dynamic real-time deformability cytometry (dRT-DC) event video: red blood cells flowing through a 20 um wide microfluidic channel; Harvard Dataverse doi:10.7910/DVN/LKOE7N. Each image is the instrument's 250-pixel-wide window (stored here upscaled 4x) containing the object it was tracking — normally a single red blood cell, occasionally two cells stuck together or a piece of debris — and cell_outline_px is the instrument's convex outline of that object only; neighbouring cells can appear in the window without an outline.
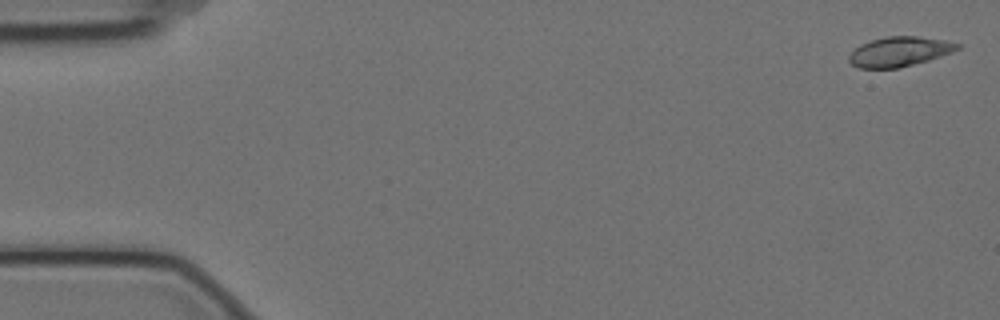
{"species": "Egyptian fruit bat (a non-hibernating species)", "species_latin": "Rousettus aegyptiacus", "temperature_condition": "cold", "stored_images_in_passage": 5, "camera_frame_rate_fps": 3000, "um_per_image_px": 0.085, "animal": {"sex": "female"}, "frame": {"image": 1, "passage_image": 1, "time_ms": 0.0, "image_size_px": [1000, 320], "cell_outline_px": [[964, 44], [960, 48], [952, 52], [928, 60], [896, 68], [860, 68], [852, 64], [848, 60], [848, 56], [860, 44], [872, 40], [888, 36], [916, 36], [944, 40]], "centroid_in_image_um": [76.47, 4.38], "position_along_channel_um": 8.5, "area_um2": 18.61}}
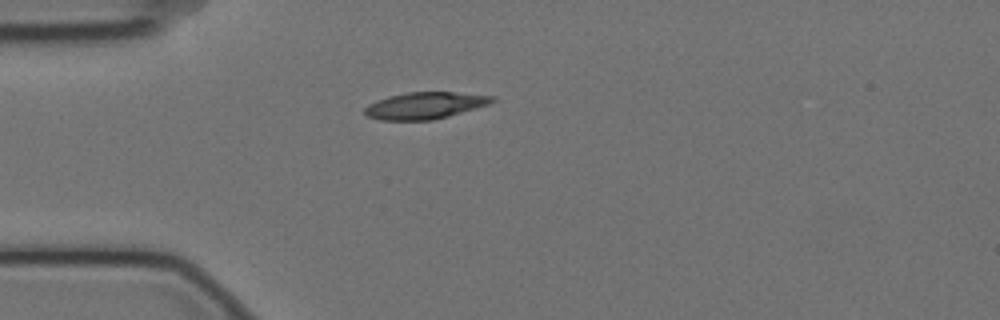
{"frame": {"image": 2, "passage_image": 5, "time_ms": 1.333, "image_size_px": [1000, 320], "cell_outline_px": [[496, 100], [488, 104], [476, 108], [448, 116], [432, 120], [380, 120], [368, 116], [364, 112], [364, 108], [368, 104], [376, 100], [388, 96], [408, 92], [452, 92], [496, 96]], "centroid_in_image_um": [36.11, 8.96], "position_along_channel_um": 48.9, "area_um2": 19.83}}